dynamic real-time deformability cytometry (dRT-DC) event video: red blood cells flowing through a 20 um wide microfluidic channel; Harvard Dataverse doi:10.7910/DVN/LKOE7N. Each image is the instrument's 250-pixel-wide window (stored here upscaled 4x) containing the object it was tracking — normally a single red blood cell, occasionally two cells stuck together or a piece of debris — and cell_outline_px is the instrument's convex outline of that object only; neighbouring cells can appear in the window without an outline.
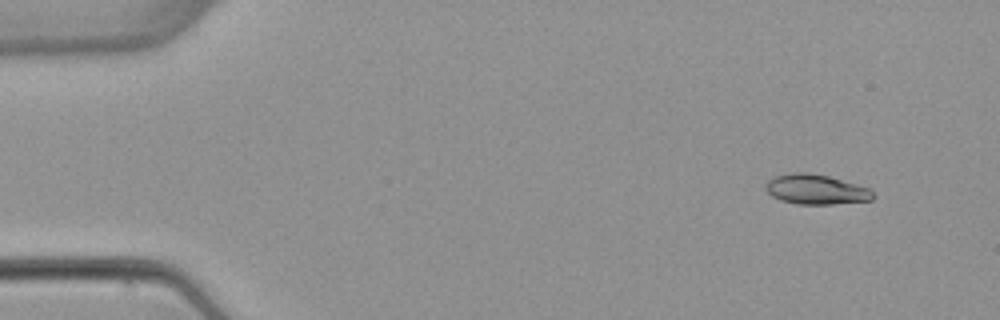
{"species": "common noctule bat (a hibernating species)", "species_latin": "Nyctalus noctula", "temperature_condition": "warm", "stored_images_in_passage": 5, "camera_frame_rate_fps": 3000, "um_per_image_px": 0.085, "animal": {"sex": "female", "body_mass_g": 22.7, "forearm_length_mm": 54.2}, "frame": {"image": 1, "passage_image": 2, "time_ms": 1.333, "image_size_px": [1000, 320], "cell_outline_px": [[876, 196], [872, 200], [832, 204], [796, 204], [780, 200], [772, 196], [768, 192], [768, 180], [772, 176], [792, 172], [808, 172], [828, 176], [868, 188]], "centroid_in_image_um": [69.35, 16.1], "position_along_channel_um": 15.7, "area_um2": 18.55}}
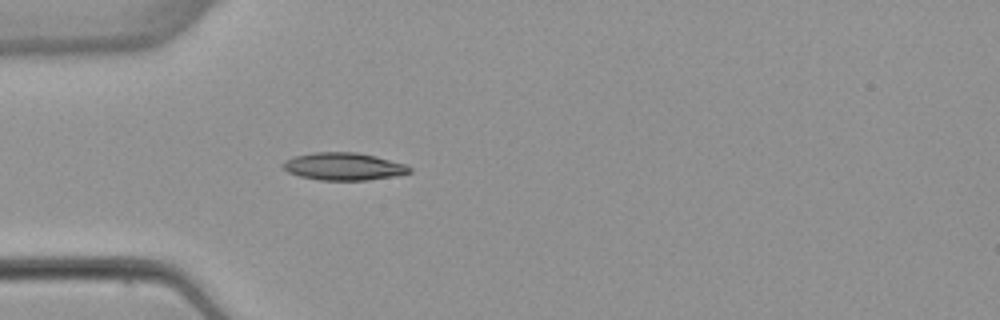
{"frame": {"image": 2, "passage_image": 5, "time_ms": 5.0, "image_size_px": [1000, 320], "cell_outline_px": [[412, 172], [396, 176], [368, 180], [320, 180], [300, 176], [288, 172], [280, 164], [284, 160], [292, 156], [312, 152], [356, 152], [376, 156], [404, 164], [412, 168]], "centroid_in_image_um": [29.18, 14.14], "position_along_channel_um": 55.8, "area_um2": 20.46}}